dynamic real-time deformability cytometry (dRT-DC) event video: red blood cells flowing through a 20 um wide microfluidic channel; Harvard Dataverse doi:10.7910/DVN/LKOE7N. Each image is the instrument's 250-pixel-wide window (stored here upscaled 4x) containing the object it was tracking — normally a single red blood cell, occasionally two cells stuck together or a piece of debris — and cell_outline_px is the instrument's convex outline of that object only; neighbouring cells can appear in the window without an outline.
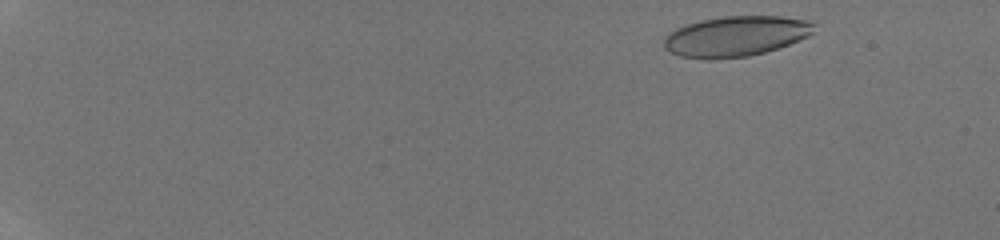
{"species": "human", "species_latin": "Homo sapiens", "temperature_condition": "room temperature", "stored_images_in_passage": 31, "camera_frame_rate_fps": 3000, "um_per_image_px": 0.085, "donor": {"sex": "male"}, "frame": {"image": 1, "passage_image": 2, "time_ms": 0.667, "image_size_px": [1000, 240], "cell_outline_px": [[816, 24], [812, 32], [808, 36], [788, 44], [764, 52], [748, 56], [680, 56], [664, 48], [664, 36], [668, 32], [676, 28], [700, 20], [724, 16], [780, 16], [812, 20]], "centroid_in_image_um": [62.59, 3.02], "position_along_channel_um": 22.4, "area_um2": 34.39}}
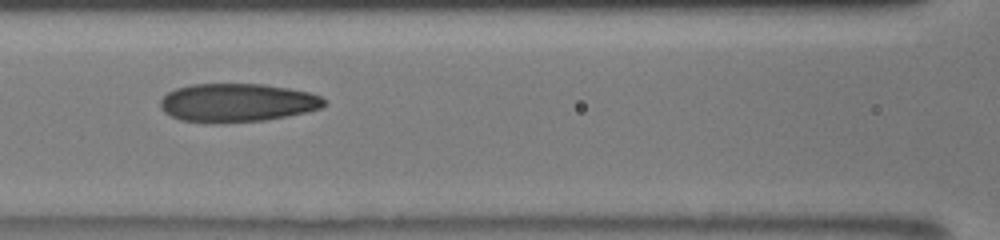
{"frame": {"image": 2, "passage_image": 16, "time_ms": 8.0, "image_size_px": [1000, 240], "cell_outline_px": [[328, 104], [320, 108], [308, 112], [288, 116], [264, 120], [180, 120], [164, 112], [160, 108], [160, 100], [168, 92], [176, 88], [192, 84], [264, 84], [288, 88], [308, 92], [320, 96], [328, 100]], "centroid_in_image_um": [20.22, 8.69], "position_along_channel_um": 146.4, "area_um2": 35.89}}
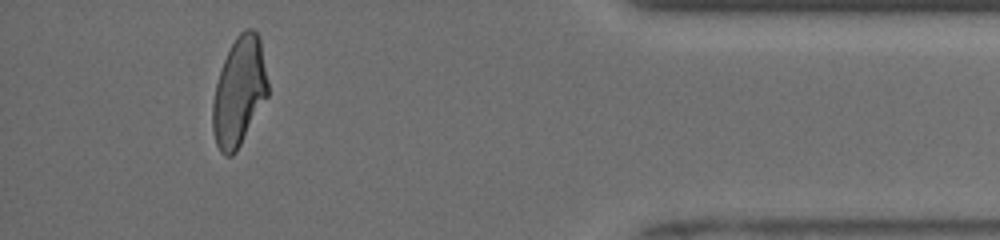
{"frame": {"image": 3, "passage_image": 29, "time_ms": 15.667, "image_size_px": [1000, 240], "cell_outline_px": [[268, 96], [236, 152], [232, 156], [224, 156], [220, 152], [216, 144], [212, 128], [212, 104], [216, 84], [224, 60], [236, 36], [240, 32], [248, 28], [252, 28], [260, 36], [268, 80]], "centroid_in_image_um": [20.33, 7.8], "position_along_channel_um": 414.9, "area_um2": 35.03}, "authors_computed_cell_mechanics": {"area_um2": 35.4314, "velocity_mm_per_s": 3.9589, "shape_relaxation_time_tau1_ms": 7.302, "shape_relaxation_time_tau2_ms": 1.6593, "deformation_change_tau1": 0.1985, "deformation_change_tau2": 0.0841}}